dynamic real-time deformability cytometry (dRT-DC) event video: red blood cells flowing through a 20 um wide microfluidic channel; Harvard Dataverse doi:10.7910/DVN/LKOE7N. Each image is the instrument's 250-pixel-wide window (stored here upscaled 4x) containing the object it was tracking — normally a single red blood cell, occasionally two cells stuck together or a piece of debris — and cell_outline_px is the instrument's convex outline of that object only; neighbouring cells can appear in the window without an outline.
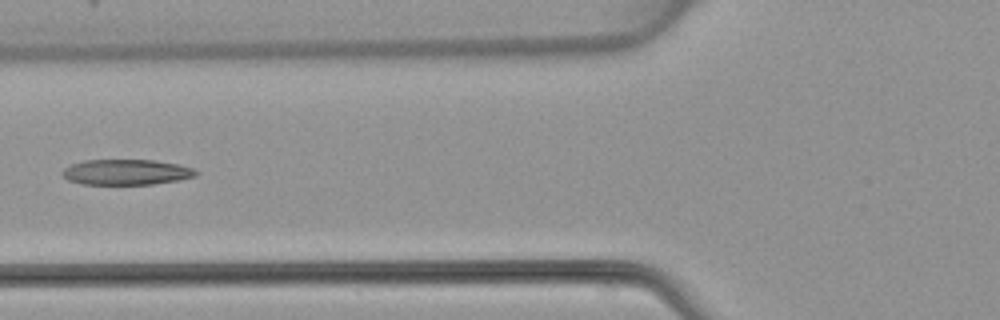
{"species": "common noctule bat (a hibernating species)", "species_latin": "Nyctalus noctula", "temperature_condition": "warm", "stored_images_in_passage": 5, "camera_frame_rate_fps": 3000, "um_per_image_px": 0.085, "animal": {"sex": "female", "body_mass_g": 22.7, "forearm_length_mm": 54.2}, "frame": {"image": 1, "passage_image": 4, "time_ms": 3.667, "image_size_px": [1000, 320], "cell_outline_px": [[200, 172], [196, 176], [180, 180], [152, 184], [84, 184], [68, 180], [60, 172], [64, 168], [72, 164], [84, 160], [156, 160], [176, 164], [192, 168]], "centroid_in_image_um": [10.75, 14.63], "position_along_channel_um": 115.1, "area_um2": 19.83}}
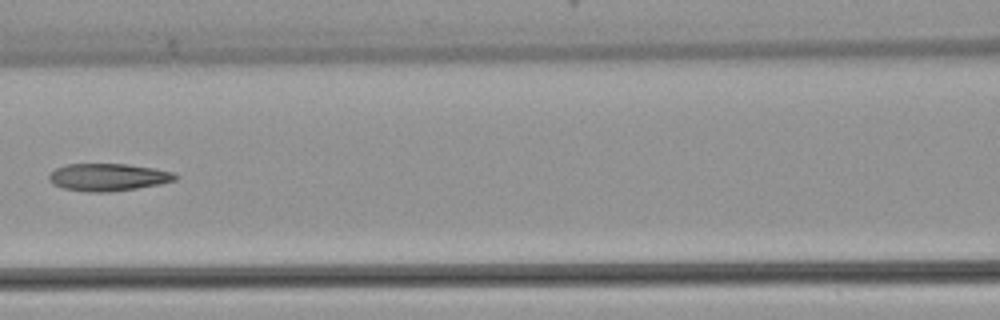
{"frame": {"image": 2, "passage_image": 5, "time_ms": 4.667, "image_size_px": [1000, 320], "cell_outline_px": [[180, 176], [176, 180], [160, 184], [112, 192], [88, 192], [64, 188], [52, 184], [48, 180], [48, 176], [56, 168], [64, 164], [128, 164], [152, 168], [172, 172]], "centroid_in_image_um": [9.18, 15.06], "position_along_channel_um": 157.4, "area_um2": 20.23}}